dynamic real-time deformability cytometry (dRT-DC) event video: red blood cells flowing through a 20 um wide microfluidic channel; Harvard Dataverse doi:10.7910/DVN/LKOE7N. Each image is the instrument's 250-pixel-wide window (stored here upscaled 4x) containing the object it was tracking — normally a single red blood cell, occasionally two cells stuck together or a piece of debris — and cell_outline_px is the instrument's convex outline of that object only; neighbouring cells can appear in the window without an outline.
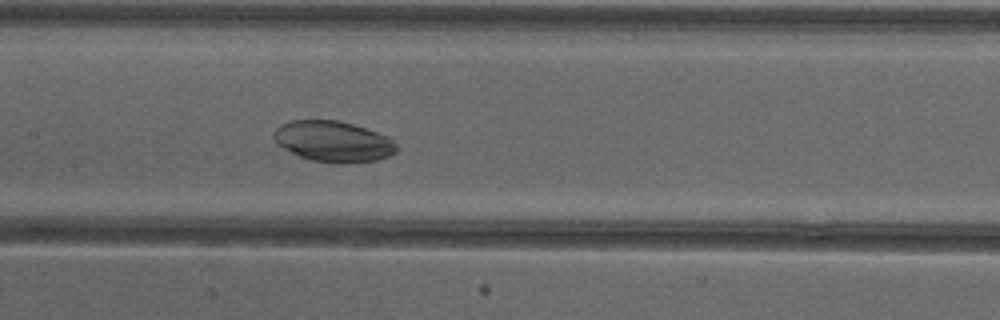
{"species": "common noctule bat (a hibernating species)", "species_latin": "Nyctalus noctula", "temperature_condition": "cold", "stored_images_in_passage": 54, "camera_frame_rate_fps": 3000, "um_per_image_px": 0.085, "animal": {"sex": "female"}, "frame": {"image": 1, "passage_image": 27, "time_ms": 8.667, "image_size_px": [1000, 320], "cell_outline_px": [[396, 152], [388, 156], [376, 160], [344, 164], [336, 164], [312, 160], [300, 156], [276, 144], [272, 136], [276, 128], [280, 124], [292, 120], [336, 120], [352, 124], [388, 136], [396, 144]], "centroid_in_image_um": [28.3, 12.03], "position_along_channel_um": 179.1, "area_um2": 29.19}}
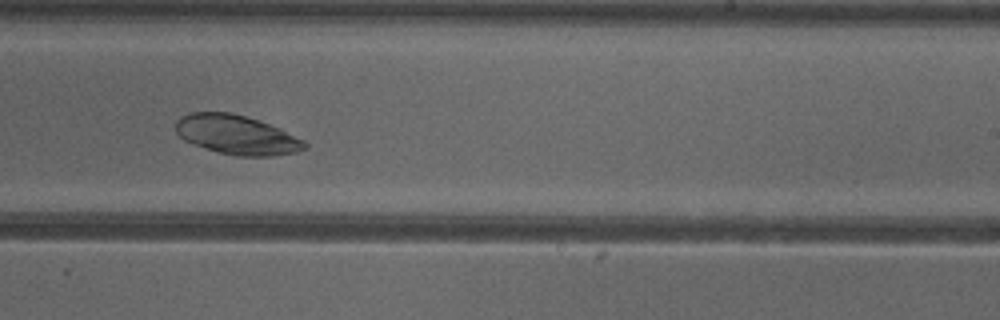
{"frame": {"image": 2, "passage_image": 34, "time_ms": 11.0, "image_size_px": [1000, 320], "cell_outline_px": [[308, 148], [296, 152], [272, 156], [236, 156], [220, 152], [192, 144], [184, 140], [176, 132], [176, 120], [180, 116], [192, 112], [228, 112], [244, 116], [280, 128], [304, 140], [308, 144]], "centroid_in_image_um": [20.12, 11.46], "position_along_channel_um": 268.9, "area_um2": 29.42}}
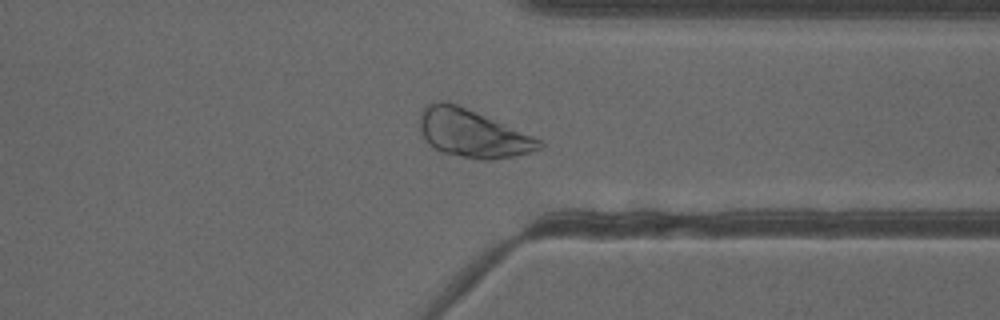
{"frame": {"image": 3, "passage_image": 42, "time_ms": 13.667, "image_size_px": [1000, 320], "cell_outline_px": [[544, 144], [540, 148], [532, 152], [516, 156], [492, 160], [480, 160], [440, 152], [428, 144], [424, 140], [420, 128], [420, 112], [428, 104], [436, 100], [448, 100], [532, 136], [540, 140]], "centroid_in_image_um": [40.12, 11.34], "position_along_channel_um": 371.3, "area_um2": 33.35}}